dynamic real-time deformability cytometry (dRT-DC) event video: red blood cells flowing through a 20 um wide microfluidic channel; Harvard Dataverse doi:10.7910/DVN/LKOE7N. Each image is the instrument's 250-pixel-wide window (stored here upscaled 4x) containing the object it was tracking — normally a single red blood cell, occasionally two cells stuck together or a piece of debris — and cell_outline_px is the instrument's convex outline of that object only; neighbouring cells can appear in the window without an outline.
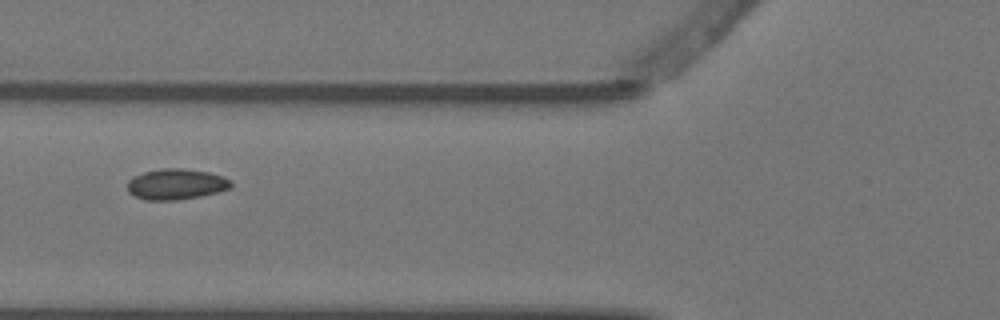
{"species": "Egyptian fruit bat (a non-hibernating species)", "species_latin": "Rousettus aegyptiacus", "temperature_condition": "warm", "stored_images_in_passage": 6, "camera_frame_rate_fps": 3000, "um_per_image_px": 0.085, "animal": {"sex": "female"}, "frame": {"image": 1, "passage_image": 2, "time_ms": 0.333, "image_size_px": [1000, 320], "cell_outline_px": [[232, 188], [200, 196], [176, 200], [144, 200], [128, 192], [128, 180], [132, 176], [144, 172], [160, 168], [184, 168], [208, 172], [224, 176], [232, 180]], "centroid_in_image_um": [14.98, 15.64], "position_along_channel_um": 110.8, "area_um2": 18.73}}
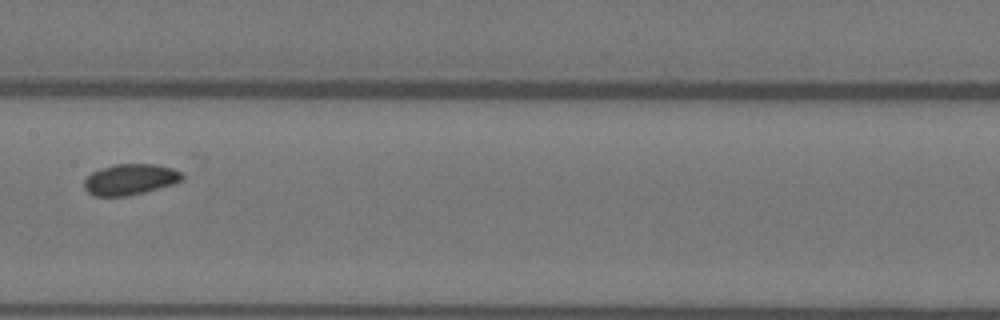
{"frame": {"image": 2, "passage_image": 4, "time_ms": 1.0, "image_size_px": [1000, 320], "cell_outline_px": [[184, 180], [172, 184], [144, 192], [128, 196], [92, 196], [84, 188], [84, 180], [92, 172], [100, 168], [112, 164], [156, 164], [172, 168], [184, 172]], "centroid_in_image_um": [11.07, 15.24], "position_along_channel_um": 196.3, "area_um2": 17.86}}
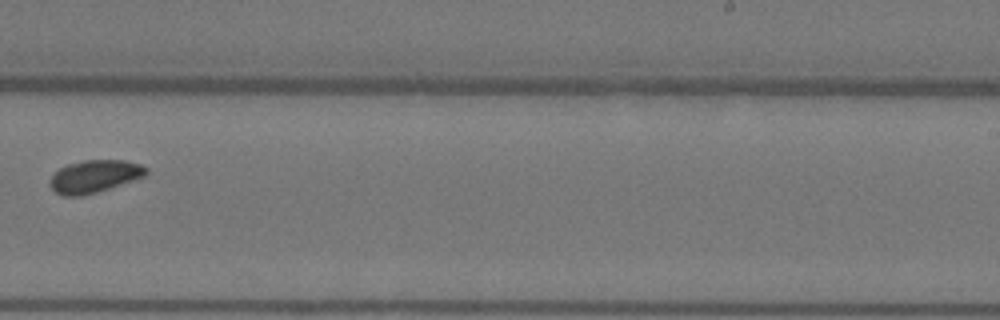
{"frame": {"image": 3, "passage_image": 6, "time_ms": 1.667, "image_size_px": [1000, 320], "cell_outline_px": [[148, 172], [144, 176], [96, 192], [80, 196], [64, 196], [56, 192], [48, 184], [52, 176], [60, 168], [68, 164], [84, 160], [124, 160], [140, 164], [148, 168]], "centroid_in_image_um": [8.02, 14.98], "position_along_channel_um": 281.0, "area_um2": 17.98}}